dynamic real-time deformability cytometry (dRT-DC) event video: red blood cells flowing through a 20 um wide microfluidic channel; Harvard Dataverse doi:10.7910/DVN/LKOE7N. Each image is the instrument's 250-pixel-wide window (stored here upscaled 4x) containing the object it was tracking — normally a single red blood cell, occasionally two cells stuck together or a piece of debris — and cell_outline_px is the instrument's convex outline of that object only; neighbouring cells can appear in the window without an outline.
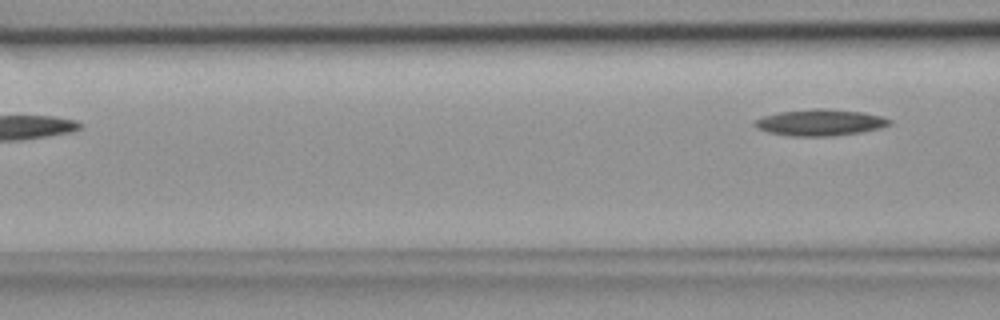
{"species": "common noctule bat (a hibernating species)", "species_latin": "Nyctalus noctula", "temperature_condition": "room temperature", "stored_images_in_passage": 4, "camera_frame_rate_fps": 3000, "um_per_image_px": 0.085, "animal": {"sex": "female", "body_mass_g": 18.4}, "frame": {"image": 1, "passage_image": 4, "time_ms": 1.0, "image_size_px": [1000, 320], "cell_outline_px": [[892, 124], [880, 128], [860, 132], [832, 136], [788, 136], [768, 132], [756, 128], [752, 124], [752, 120], [764, 116], [780, 112], [812, 108], [828, 108], [864, 112], [880, 116], [892, 120]], "centroid_in_image_um": [69.68, 10.41], "position_along_channel_um": 96.9, "area_um2": 20.98}}